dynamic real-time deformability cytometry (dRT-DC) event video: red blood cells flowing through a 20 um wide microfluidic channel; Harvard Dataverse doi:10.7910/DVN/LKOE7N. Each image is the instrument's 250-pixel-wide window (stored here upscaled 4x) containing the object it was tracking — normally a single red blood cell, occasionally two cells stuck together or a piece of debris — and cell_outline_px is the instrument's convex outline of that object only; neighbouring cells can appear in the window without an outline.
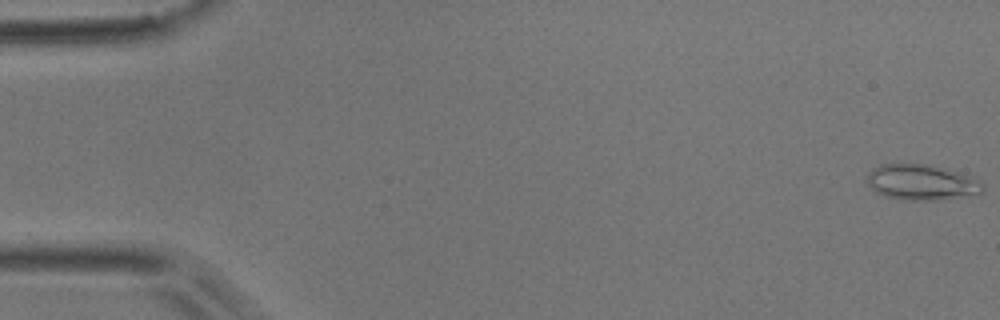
{"species": "common noctule bat (a hibernating species)", "species_latin": "Nyctalus noctula", "temperature_condition": "room temperature", "stored_images_in_passage": 52, "camera_frame_rate_fps": 3000, "um_per_image_px": 0.085, "animal": {"sex": "male", "body_mass_g": 17.9}, "frame": {"image": 1, "passage_image": 1, "time_ms": 0.0, "image_size_px": [1000, 320], "cell_outline_px": [[984, 192], [976, 196], [940, 200], [904, 200], [884, 196], [876, 192], [868, 184], [868, 176], [880, 164], [924, 164], [956, 172], [976, 180], [984, 188]], "centroid_in_image_um": [78.36, 15.54], "position_along_channel_um": 6.6, "area_um2": 23.64}}
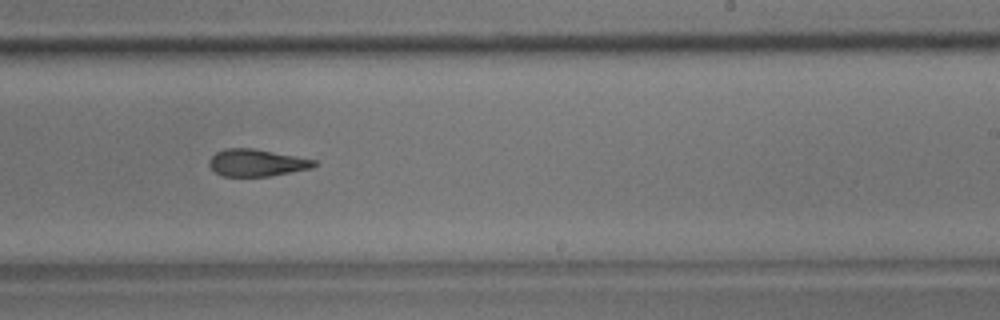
{"frame": {"image": 2, "passage_image": 32, "time_ms": 10.333, "image_size_px": [1000, 320], "cell_outline_px": [[320, 164], [312, 168], [268, 176], [224, 176], [216, 172], [208, 164], [208, 160], [216, 152], [224, 148], [252, 148], [316, 160]], "centroid_in_image_um": [21.82, 13.83], "position_along_channel_um": 267.2, "area_um2": 16.47}}
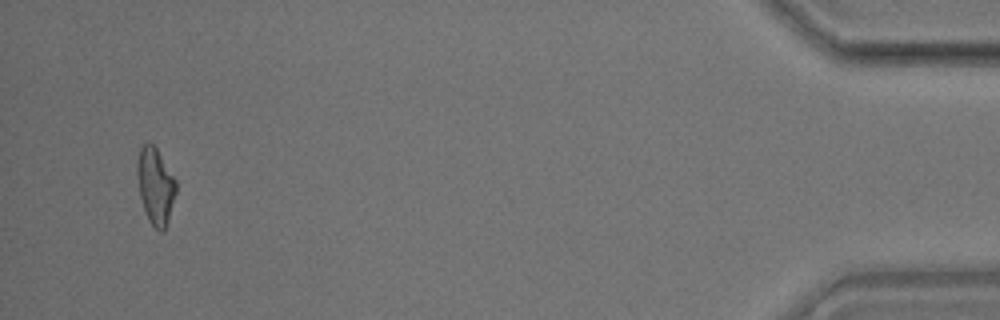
{"frame": {"image": 3, "passage_image": 50, "time_ms": 16.333, "image_size_px": [1000, 320], "cell_outline_px": [[176, 192], [168, 220], [164, 232], [160, 232], [148, 220], [140, 196], [136, 172], [136, 164], [140, 148], [148, 140], [156, 148], [176, 180]], "centroid_in_image_um": [13.2, 15.79], "position_along_channel_um": 422.0, "area_um2": 17.22}, "authors_computed_cell_mechanics": {"area_um2": 17.5712, "velocity_mm_per_s": 3.8888, "shape_relaxation_time_tau1_ms": 9.7088, "shape_relaxation_time_tau2_ms": 3.6525, "deformation_change_tau1": 0.2348, "deformation_change_tau2": 0.1303}}